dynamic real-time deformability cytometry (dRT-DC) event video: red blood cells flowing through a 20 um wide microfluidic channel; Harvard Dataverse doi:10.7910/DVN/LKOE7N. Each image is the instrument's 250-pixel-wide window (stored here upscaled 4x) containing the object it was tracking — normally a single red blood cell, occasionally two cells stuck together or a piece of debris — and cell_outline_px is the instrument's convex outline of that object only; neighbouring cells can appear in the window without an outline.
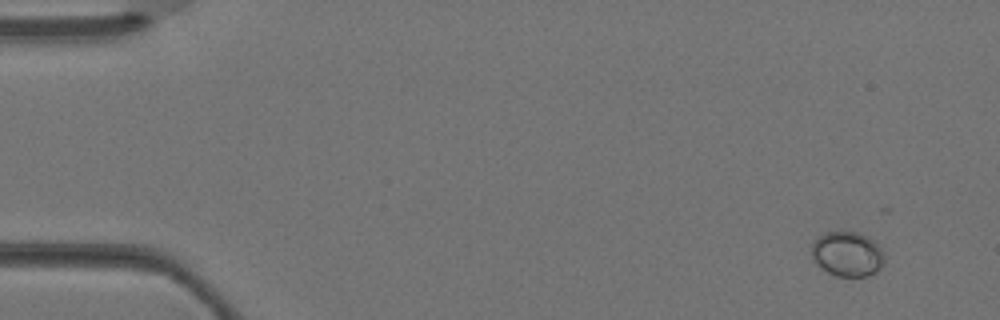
{"species": "Egyptian fruit bat (a non-hibernating species)", "species_latin": "Rousettus aegyptiacus", "temperature_condition": "warm", "stored_images_in_passage": 2, "camera_frame_rate_fps": 3000, "um_per_image_px": 0.085, "animal": {"sex": "female"}, "frame": {"image": 1, "passage_image": 1, "time_ms": 0.0, "image_size_px": [1000, 320], "cell_outline_px": [[884, 264], [880, 268], [868, 276], [836, 276], [828, 272], [816, 264], [812, 260], [812, 244], [820, 236], [828, 232], [860, 232], [872, 240], [880, 248], [884, 256]], "centroid_in_image_um": [72.02, 21.6], "position_along_channel_um": 13.0, "area_um2": 18.84}}